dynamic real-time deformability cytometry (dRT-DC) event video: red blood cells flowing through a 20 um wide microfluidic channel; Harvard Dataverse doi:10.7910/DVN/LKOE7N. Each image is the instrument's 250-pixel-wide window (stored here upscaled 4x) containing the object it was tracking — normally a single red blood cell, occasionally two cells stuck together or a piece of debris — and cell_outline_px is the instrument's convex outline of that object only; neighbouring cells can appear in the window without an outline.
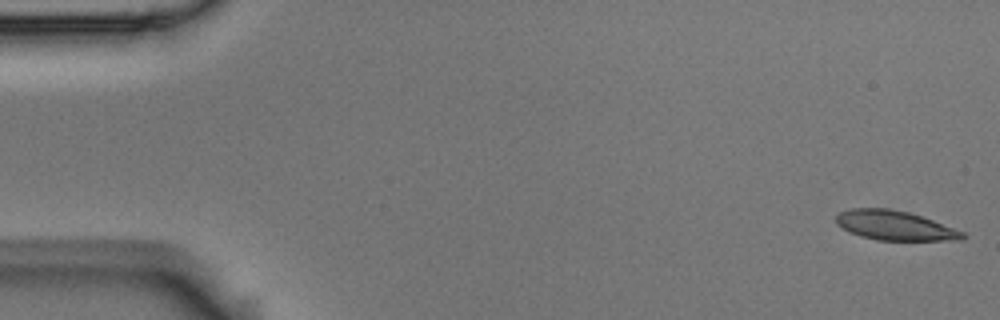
{"species": "Egyptian fruit bat (a non-hibernating species)", "species_latin": "Rousettus aegyptiacus", "temperature_condition": "room temperature", "stored_images_in_passage": 14, "camera_frame_rate_fps": 3000, "um_per_image_px": 0.085, "animal": {"sex": "male"}, "frame": {"image": 1, "passage_image": 1, "time_ms": 0.0, "image_size_px": [1000, 320], "cell_outline_px": [[968, 236], [964, 240], [876, 240], [860, 236], [848, 232], [836, 224], [836, 216], [840, 212], [848, 208], [888, 208], [908, 212], [932, 220], [964, 232]], "centroid_in_image_um": [76.03, 19.17], "position_along_channel_um": 9.0, "area_um2": 21.79}}
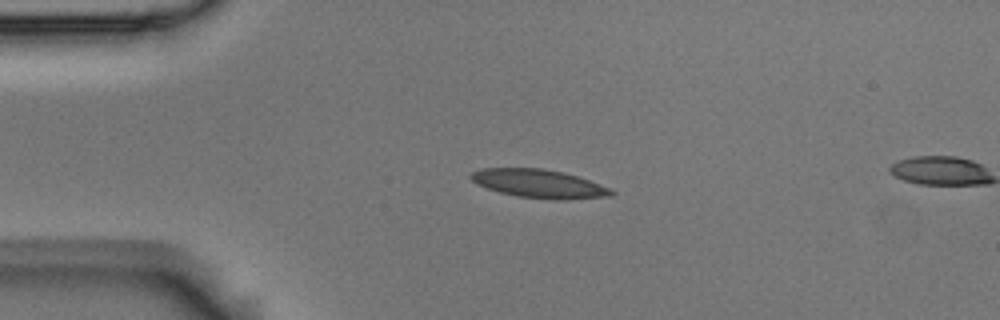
{"frame": {"image": 2, "passage_image": 12, "time_ms": 3.667, "image_size_px": [1000, 320], "cell_outline_px": [[616, 192], [612, 196], [564, 200], [556, 200], [516, 196], [500, 192], [476, 184], [468, 176], [472, 172], [480, 168], [540, 168], [560, 172], [576, 176], [612, 188]], "centroid_in_image_um": [45.82, 15.62], "position_along_channel_um": 39.2, "area_um2": 23.29}}